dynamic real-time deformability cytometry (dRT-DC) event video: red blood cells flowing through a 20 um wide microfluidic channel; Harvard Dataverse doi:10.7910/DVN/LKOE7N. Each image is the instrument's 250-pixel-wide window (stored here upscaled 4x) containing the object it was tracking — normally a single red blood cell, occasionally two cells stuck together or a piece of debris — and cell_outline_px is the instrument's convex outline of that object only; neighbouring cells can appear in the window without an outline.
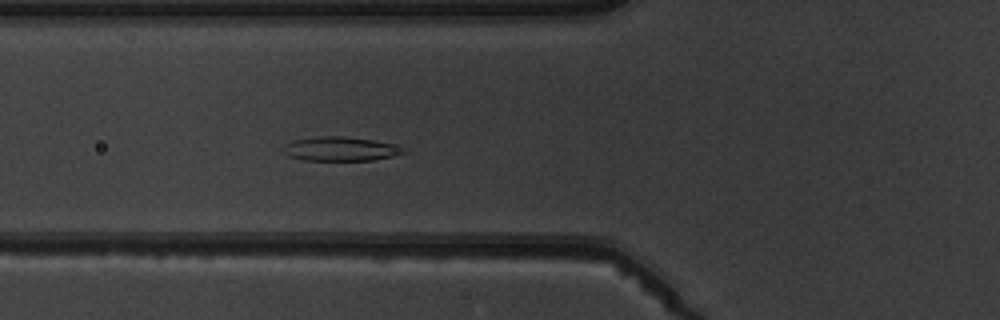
{"species": "common noctule bat (a hibernating species)", "species_latin": "Nyctalus noctula", "temperature_condition": "warm", "stored_images_in_passage": 6, "camera_frame_rate_fps": 3000, "um_per_image_px": 0.085, "animal": {"sex": "male", "body_mass_g": 19.5, "forearm_length_mm": 54.6}, "frame": {"image": 1, "passage_image": 6, "time_ms": 5.667, "image_size_px": [1000, 320], "cell_outline_px": [[408, 152], [392, 156], [372, 160], [304, 160], [288, 156], [280, 148], [284, 144], [292, 140], [316, 136], [344, 136], [372, 140], [392, 144], [404, 148]], "centroid_in_image_um": [28.88, 12.65], "position_along_channel_um": 96.9, "area_um2": 16.99}}